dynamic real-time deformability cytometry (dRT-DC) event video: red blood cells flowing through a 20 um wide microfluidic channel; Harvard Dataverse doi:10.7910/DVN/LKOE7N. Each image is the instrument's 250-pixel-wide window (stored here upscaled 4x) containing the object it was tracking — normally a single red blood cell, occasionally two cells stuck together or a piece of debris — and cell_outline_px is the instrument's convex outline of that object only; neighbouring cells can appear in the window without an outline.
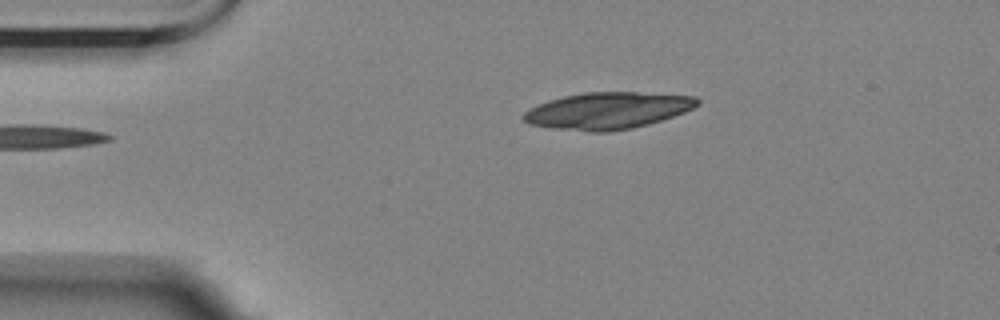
{"species": "Egyptian fruit bat (a non-hibernating species)", "species_latin": "Rousettus aegyptiacus", "temperature_condition": "room temperature", "stored_images_in_passage": 2, "camera_frame_rate_fps": 3000, "um_per_image_px": 0.085, "animal": {"sex": "female"}, "frame": {"image": 1, "passage_image": 2, "time_ms": 2.0, "image_size_px": [1000, 320], "cell_outline_px": [[700, 104], [684, 112], [648, 124], [632, 128], [608, 132], [588, 132], [552, 128], [528, 124], [520, 116], [524, 112], [548, 100], [564, 96], [584, 92], [636, 92], [696, 96], [700, 100]], "centroid_in_image_um": [51.64, 9.41], "position_along_channel_um": 33.4, "area_um2": 37.22}}